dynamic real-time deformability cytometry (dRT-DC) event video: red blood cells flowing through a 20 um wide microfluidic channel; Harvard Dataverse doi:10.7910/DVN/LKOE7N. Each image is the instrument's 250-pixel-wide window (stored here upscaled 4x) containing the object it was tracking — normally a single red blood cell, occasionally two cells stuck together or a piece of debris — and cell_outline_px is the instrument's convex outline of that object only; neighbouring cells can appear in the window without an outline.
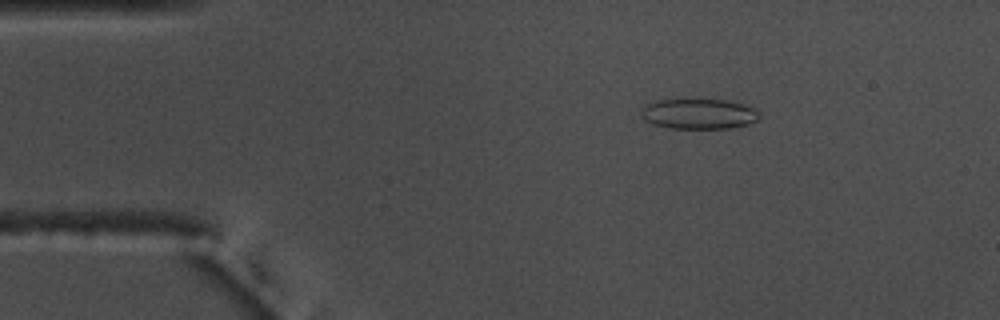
{"species": "common noctule bat (a hibernating species)", "species_latin": "Nyctalus noctula", "temperature_condition": "warm", "stored_images_in_passage": 55, "camera_frame_rate_fps": 3000, "um_per_image_px": 0.085, "animal": {"sex": "male", "body_mass_g": 17.5, "forearm_length_mm": 52.3}, "frame": {"image": 1, "passage_image": 9, "time_ms": 2.667, "image_size_px": [1000, 320], "cell_outline_px": [[760, 116], [756, 120], [748, 124], [732, 128], [672, 128], [652, 124], [644, 120], [640, 116], [640, 112], [644, 104], [656, 100], [728, 100], [744, 104], [760, 112]], "centroid_in_image_um": [59.36, 9.68], "position_along_channel_um": 25.6, "area_um2": 20.92}}
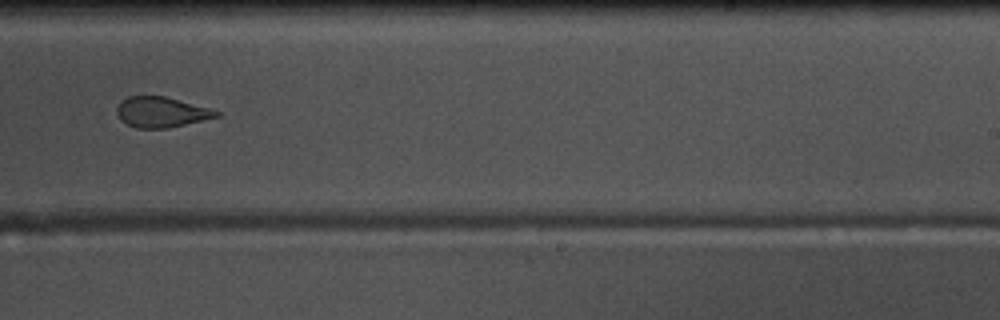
{"frame": {"image": 2, "passage_image": 34, "time_ms": 11.0, "image_size_px": [1000, 320], "cell_outline_px": [[220, 116], [168, 128], [136, 128], [120, 120], [116, 112], [116, 108], [120, 100], [128, 96], [164, 96], [208, 108], [220, 112]], "centroid_in_image_um": [13.66, 9.53], "position_along_channel_um": 275.3, "area_um2": 17.51}}
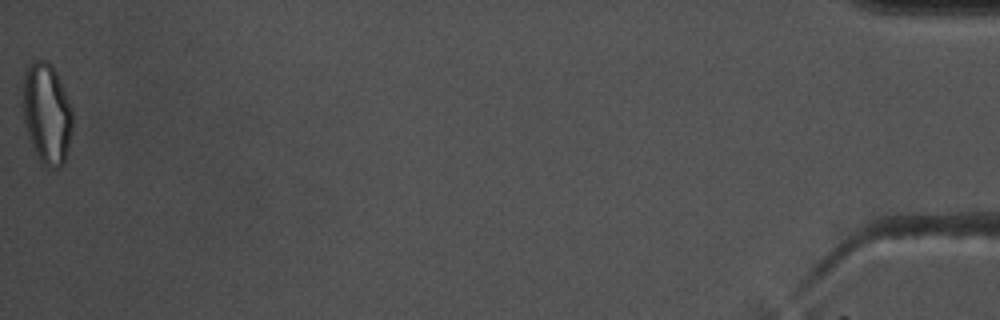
{"frame": {"image": 3, "passage_image": 55, "time_ms": 18.0, "image_size_px": [1000, 320], "cell_outline_px": [[72, 132], [64, 164], [60, 168], [48, 168], [40, 160], [32, 144], [24, 120], [24, 72], [28, 64], [32, 60], [44, 60], [56, 72], [60, 80], [72, 108]], "centroid_in_image_um": [4.0, 9.66], "position_along_channel_um": 431.2, "area_um2": 28.78}, "authors_computed_cell_mechanics": {"area_um2": 20.4612, "velocity_mm_per_s": 3.7269, "shape_relaxation_time_tau1_ms": null, "shape_relaxation_time_tau2_ms": 1.7211, "deformation_change_tau1": null, "deformation_change_tau2": 0.0899}}